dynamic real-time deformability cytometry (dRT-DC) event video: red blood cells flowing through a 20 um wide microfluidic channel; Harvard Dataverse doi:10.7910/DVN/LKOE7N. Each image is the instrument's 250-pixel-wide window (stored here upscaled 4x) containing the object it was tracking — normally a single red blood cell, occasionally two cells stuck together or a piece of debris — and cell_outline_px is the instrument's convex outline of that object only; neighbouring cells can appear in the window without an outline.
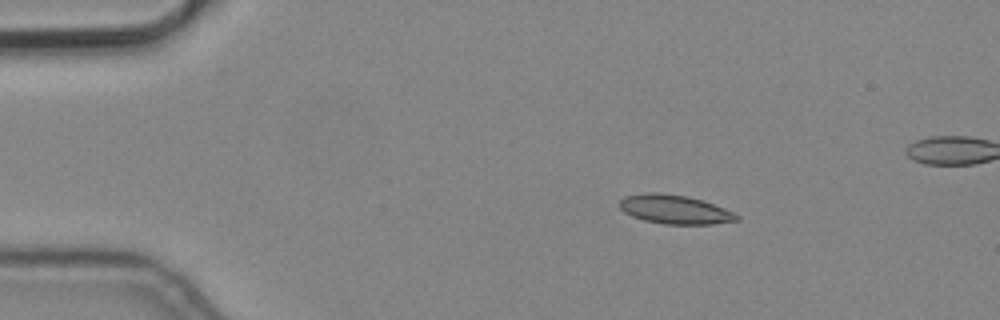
{"species": "common noctule bat (a hibernating species)", "species_latin": "Nyctalus noctula", "temperature_condition": "cold", "stored_images_in_passage": 5, "camera_frame_rate_fps": 3000, "um_per_image_px": 0.085, "animal": {"sex": "male", "body_mass_g": 19.2, "forearm_length_mm": 51.8}, "frame": {"image": 1, "passage_image": 3, "time_ms": 0.667, "image_size_px": [1000, 320], "cell_outline_px": [[740, 220], [712, 224], [664, 224], [644, 220], [632, 216], [624, 212], [620, 208], [620, 200], [624, 196], [648, 192], [656, 192], [688, 196], [724, 208], [740, 216]], "centroid_in_image_um": [57.34, 17.8], "position_along_channel_um": 27.7, "area_um2": 19.65}}